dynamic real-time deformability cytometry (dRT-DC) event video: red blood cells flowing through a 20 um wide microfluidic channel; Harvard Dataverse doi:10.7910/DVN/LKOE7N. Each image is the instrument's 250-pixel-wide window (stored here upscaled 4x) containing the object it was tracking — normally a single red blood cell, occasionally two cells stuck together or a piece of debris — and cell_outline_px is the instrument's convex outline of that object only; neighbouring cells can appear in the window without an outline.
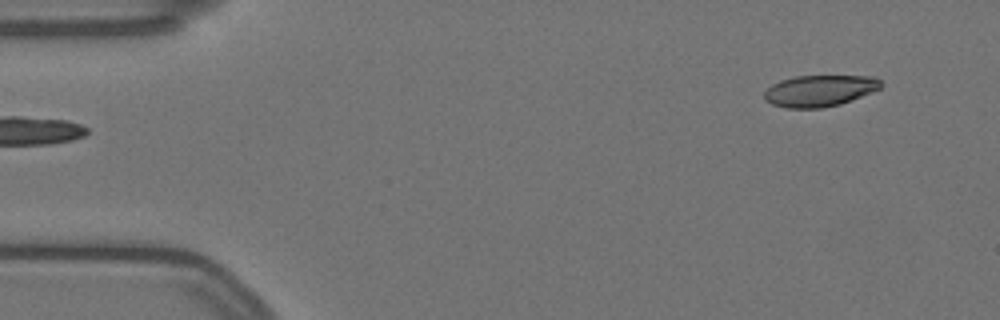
{"species": "Egyptian fruit bat (a non-hibernating species)", "species_latin": "Rousettus aegyptiacus", "temperature_condition": "warm", "stored_images_in_passage": 54, "camera_frame_rate_fps": 3000, "um_per_image_px": 0.085, "animal": {"sex": "female"}, "frame": {"image": 1, "passage_image": 1, "time_ms": 0.0, "image_size_px": [1000, 320], "cell_outline_px": [[884, 84], [880, 88], [840, 104], [820, 108], [788, 108], [772, 104], [764, 100], [764, 92], [772, 84], [780, 80], [796, 76], [872, 76], [880, 80]], "centroid_in_image_um": [69.64, 7.71], "position_along_channel_um": 15.4, "area_um2": 21.21}}
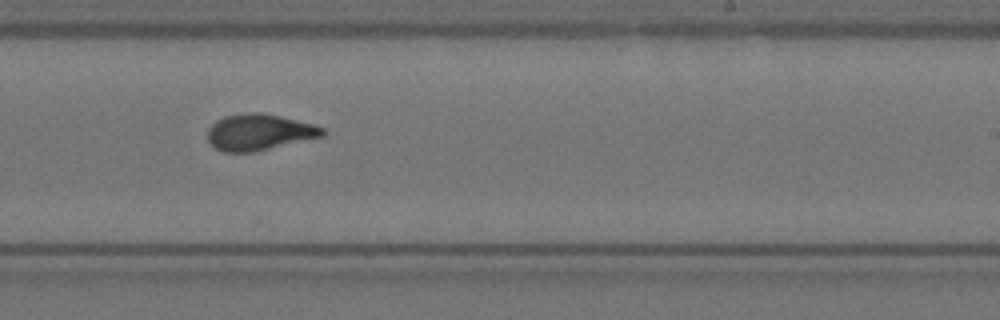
{"frame": {"image": 2, "passage_image": 31, "time_ms": 10.0, "image_size_px": [1000, 320], "cell_outline_px": [[328, 132], [324, 136], [252, 152], [224, 152], [216, 148], [208, 140], [208, 128], [216, 120], [224, 116], [248, 112], [256, 112], [280, 116], [312, 124], [324, 128]], "centroid_in_image_um": [22.03, 11.23], "position_along_channel_um": 267.0, "area_um2": 24.1}}
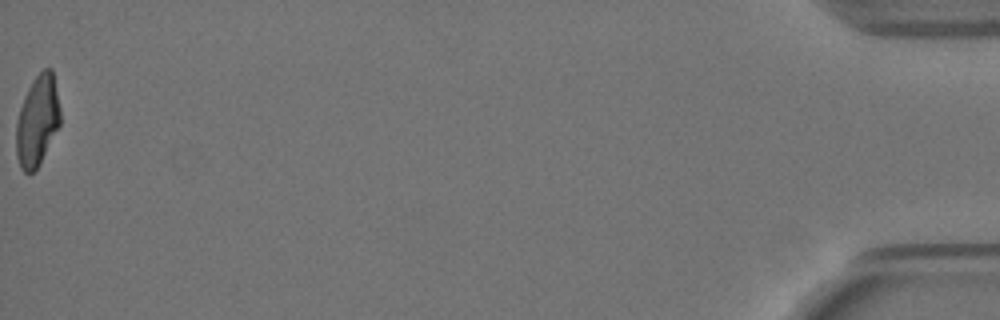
{"frame": {"image": 3, "passage_image": 54, "time_ms": 17.667, "image_size_px": [1000, 320], "cell_outline_px": [[60, 124], [36, 168], [32, 172], [24, 172], [20, 168], [16, 156], [16, 124], [20, 108], [28, 88], [36, 76], [44, 68], [52, 68], [60, 108]], "centroid_in_image_um": [3.16, 10.25], "position_along_channel_um": 432.0, "area_um2": 22.83}, "authors_computed_cell_mechanics": {"area_um2": 23.8425, "velocity_mm_per_s": 3.499, "shape_relaxation_time_tau1_ms": 8.7327, "shape_relaxation_time_tau2_ms": 1.3582, "deformation_change_tau1": 0.2589, "deformation_change_tau2": 0.085}}